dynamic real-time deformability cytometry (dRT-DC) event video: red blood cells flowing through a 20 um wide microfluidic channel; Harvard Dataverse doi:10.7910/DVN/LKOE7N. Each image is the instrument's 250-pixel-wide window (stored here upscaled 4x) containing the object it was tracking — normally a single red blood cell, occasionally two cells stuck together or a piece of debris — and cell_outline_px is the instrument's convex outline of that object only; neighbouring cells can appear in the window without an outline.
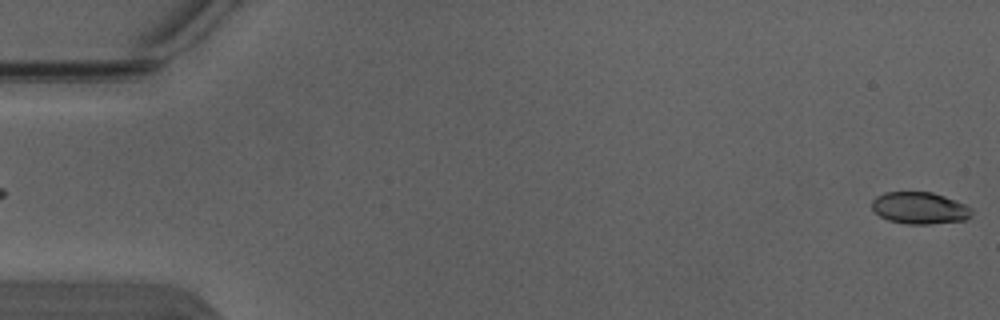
{"species": "Egyptian fruit bat (a non-hibernating species)", "species_latin": "Rousettus aegyptiacus", "temperature_condition": "warm", "stored_images_in_passage": 4, "segment_of_instrument_passage": [2, 2], "camera_frame_rate_fps": 3000, "um_per_image_px": 0.085, "animal": {"sex": "male"}, "frame": {"image": 1, "passage_image": 4, "time_ms": 1.0, "image_size_px": [1000, 320], "cell_outline_px": [[972, 216], [964, 220], [928, 224], [908, 224], [888, 220], [880, 216], [872, 208], [872, 200], [876, 196], [884, 192], [932, 192], [944, 196], [964, 204], [972, 208]], "centroid_in_image_um": [78.17, 17.68], "position_along_channel_um": 6.8, "area_um2": 18.5}}